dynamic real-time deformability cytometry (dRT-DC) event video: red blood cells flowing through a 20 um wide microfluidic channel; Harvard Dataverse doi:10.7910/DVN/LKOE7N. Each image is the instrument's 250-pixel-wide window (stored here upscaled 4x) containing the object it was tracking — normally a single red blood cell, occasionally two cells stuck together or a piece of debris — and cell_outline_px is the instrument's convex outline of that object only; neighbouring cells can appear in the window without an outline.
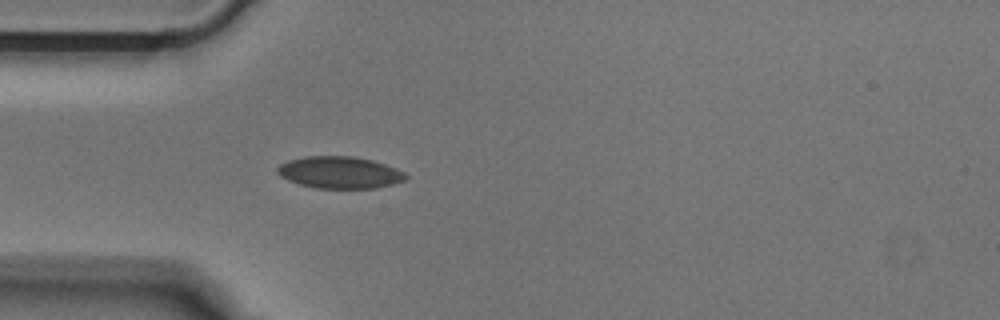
{"species": "Egyptian fruit bat (a non-hibernating species)", "species_latin": "Rousettus aegyptiacus", "temperature_condition": "cold", "stored_images_in_passage": 4, "camera_frame_rate_fps": 3000, "um_per_image_px": 0.085, "animal": {"sex": "male"}, "frame": {"image": 1, "passage_image": 4, "time_ms": 1.0, "image_size_px": [1000, 320], "cell_outline_px": [[408, 176], [404, 180], [392, 184], [376, 188], [316, 188], [300, 184], [288, 180], [280, 176], [276, 172], [276, 168], [280, 164], [288, 160], [304, 156], [352, 156], [372, 160], [396, 168], [404, 172]], "centroid_in_image_um": [28.85, 14.65], "position_along_channel_um": 56.2, "area_um2": 23.87}}